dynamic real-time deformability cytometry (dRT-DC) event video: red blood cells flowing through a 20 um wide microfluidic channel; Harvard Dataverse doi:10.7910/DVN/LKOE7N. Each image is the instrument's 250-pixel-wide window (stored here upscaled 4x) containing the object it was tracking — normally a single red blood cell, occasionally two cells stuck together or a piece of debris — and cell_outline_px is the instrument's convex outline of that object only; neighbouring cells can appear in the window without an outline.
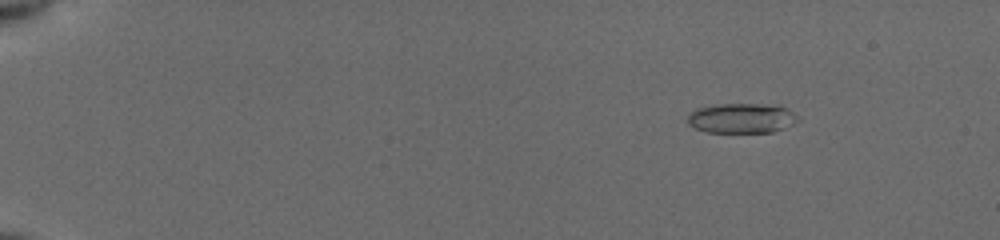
{"species": "common noctule bat (a hibernating species)", "species_latin": "Nyctalus noctula", "temperature_condition": "cold", "stored_images_in_passage": 56, "camera_frame_rate_fps": 3000, "um_per_image_px": 0.085, "animal": {"sex": "female", "body_mass_g": 19.5, "forearm_length_mm": 54.1}, "frame": {"image": 1, "passage_image": 9, "time_ms": 2.667, "image_size_px": [1000, 240], "cell_outline_px": [[800, 120], [792, 124], [772, 132], [708, 132], [696, 128], [688, 124], [688, 116], [696, 108], [716, 104], [768, 104], [788, 108]], "centroid_in_image_um": [63.03, 10.04], "position_along_channel_um": 22.0, "area_um2": 19.07}}
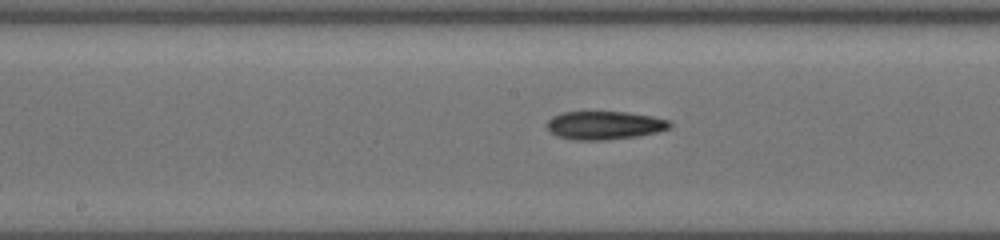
{"frame": {"image": 2, "passage_image": 32, "time_ms": 10.333, "image_size_px": [1000, 240], "cell_outline_px": [[672, 124], [668, 128], [656, 132], [640, 136], [608, 140], [576, 140], [556, 136], [548, 132], [544, 124], [552, 116], [560, 112], [628, 112], [652, 116], [668, 120]], "centroid_in_image_um": [51.31, 10.65], "position_along_channel_um": 196.9, "area_um2": 20.58}}
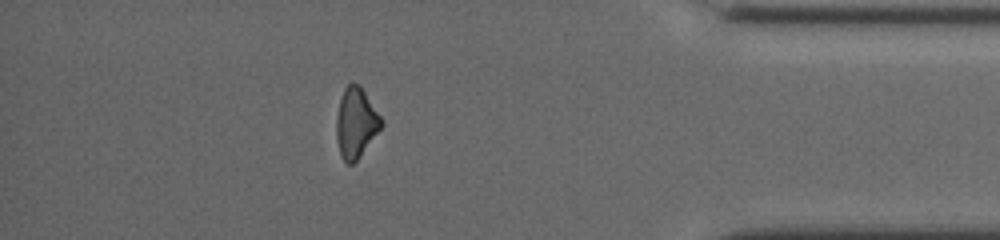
{"frame": {"image": 3, "passage_image": 50, "time_ms": 16.333, "image_size_px": [1000, 240], "cell_outline_px": [[384, 124], [356, 160], [352, 164], [348, 164], [340, 156], [336, 140], [336, 120], [340, 100], [344, 88], [348, 84], [360, 84], [384, 120]], "centroid_in_image_um": [30.26, 10.43], "position_along_channel_um": 404.9, "area_um2": 18.32}, "authors_computed_cell_mechanics": {"area_um2": 19.2763, "velocity_mm_per_s": 3.9465, "shape_relaxation_time_tau1_ms": 3.701, "shape_relaxation_time_tau2_ms": null, "deformation_change_tau1": 0.1351, "deformation_change_tau2": null}}